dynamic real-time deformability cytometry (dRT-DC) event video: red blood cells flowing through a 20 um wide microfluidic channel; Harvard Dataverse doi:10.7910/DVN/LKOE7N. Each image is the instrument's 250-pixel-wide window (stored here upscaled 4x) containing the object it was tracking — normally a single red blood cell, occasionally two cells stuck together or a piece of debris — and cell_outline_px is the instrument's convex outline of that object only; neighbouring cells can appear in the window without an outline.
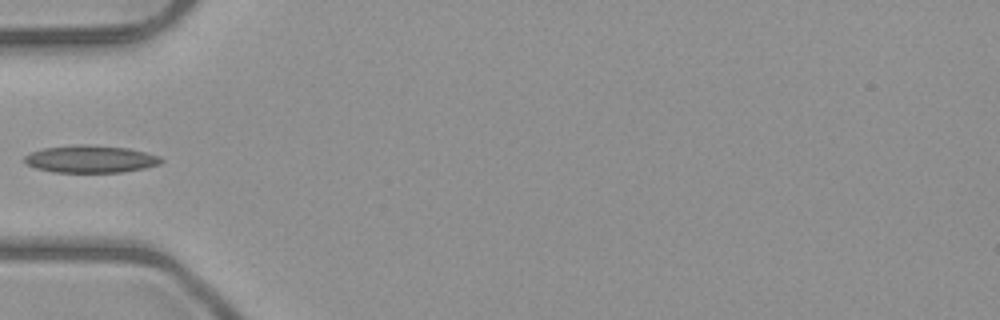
{"species": "common noctule bat (a hibernating species)", "species_latin": "Nyctalus noctula", "temperature_condition": "room temperature", "stored_images_in_passage": 6, "camera_frame_rate_fps": 3000, "um_per_image_px": 0.085, "animal": {"sex": "male", "body_mass_g": 23.1, "forearm_length_mm": 52.7}, "frame": {"image": 1, "passage_image": 4, "time_ms": 4.333, "image_size_px": [1000, 320], "cell_outline_px": [[164, 160], [160, 164], [144, 168], [120, 172], [52, 172], [36, 168], [28, 164], [24, 160], [24, 156], [32, 152], [44, 148], [76, 144], [88, 144], [128, 148], [160, 156]], "centroid_in_image_um": [7.71, 13.51], "position_along_channel_um": 77.3, "area_um2": 21.73}}
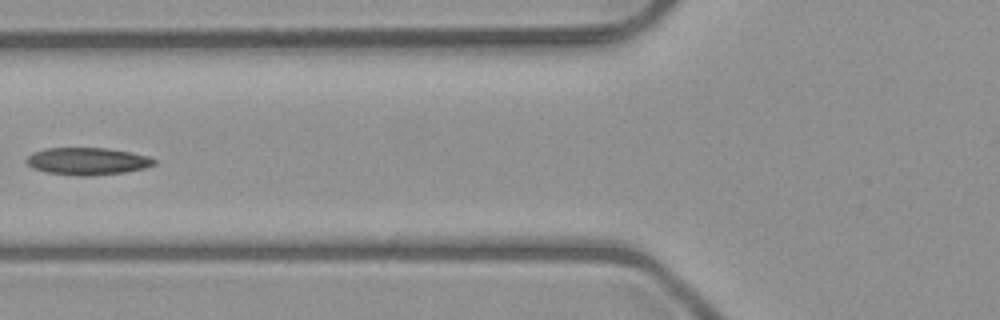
{"frame": {"image": 2, "passage_image": 5, "time_ms": 5.333, "image_size_px": [1000, 320], "cell_outline_px": [[156, 164], [144, 168], [124, 172], [92, 176], [76, 176], [44, 172], [32, 168], [24, 160], [32, 152], [48, 148], [108, 148], [132, 152], [148, 156], [156, 160]], "centroid_in_image_um": [7.41, 13.71], "position_along_channel_um": 118.4, "area_um2": 20.52}}
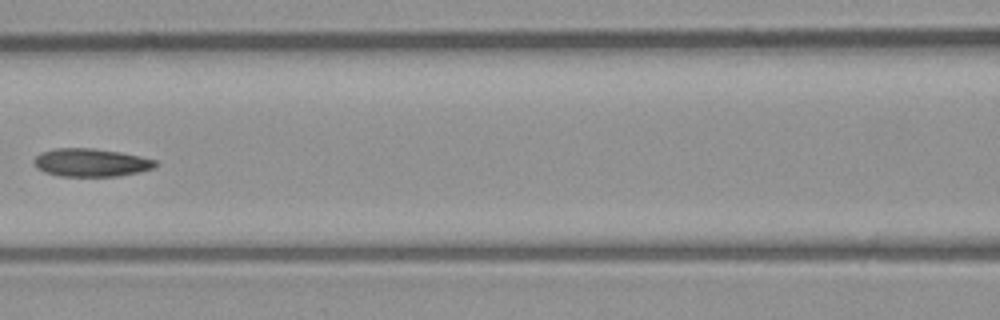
{"frame": {"image": 3, "passage_image": 6, "time_ms": 6.333, "image_size_px": [1000, 320], "cell_outline_px": [[156, 164], [152, 168], [120, 176], [60, 176], [44, 172], [36, 168], [32, 160], [40, 152], [56, 148], [92, 148], [120, 152], [140, 156], [156, 160]], "centroid_in_image_um": [7.67, 13.81], "position_along_channel_um": 158.9, "area_um2": 19.83}}